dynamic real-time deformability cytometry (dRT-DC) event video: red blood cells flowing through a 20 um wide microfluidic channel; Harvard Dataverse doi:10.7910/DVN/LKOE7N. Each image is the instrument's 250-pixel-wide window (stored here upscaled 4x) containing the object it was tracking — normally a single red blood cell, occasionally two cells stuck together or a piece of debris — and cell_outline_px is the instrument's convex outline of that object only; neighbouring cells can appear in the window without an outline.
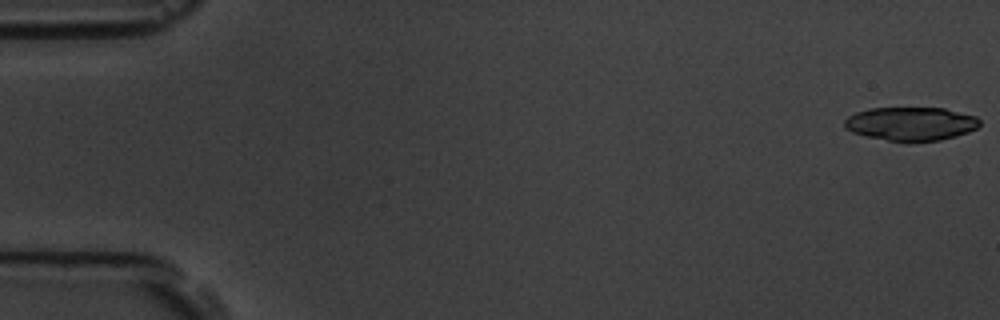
{"species": "common noctule bat (a hibernating species)", "species_latin": "Nyctalus noctula", "temperature_condition": "room temperature", "stored_images_in_passage": 5, "camera_frame_rate_fps": 3000, "um_per_image_px": 0.085, "animal": {"sex": "male", "body_mass_g": 19.5, "forearm_length_mm": 54.6}, "frame": {"image": 1, "passage_image": 1, "time_ms": 0.0, "image_size_px": [1000, 320], "cell_outline_px": [[980, 124], [976, 128], [968, 132], [956, 136], [940, 140], [908, 144], [864, 136], [852, 132], [844, 128], [844, 120], [848, 116], [856, 112], [868, 108], [944, 108], [976, 116], [980, 120]], "centroid_in_image_um": [77.4, 10.54], "position_along_channel_um": 7.6, "area_um2": 27.05}}